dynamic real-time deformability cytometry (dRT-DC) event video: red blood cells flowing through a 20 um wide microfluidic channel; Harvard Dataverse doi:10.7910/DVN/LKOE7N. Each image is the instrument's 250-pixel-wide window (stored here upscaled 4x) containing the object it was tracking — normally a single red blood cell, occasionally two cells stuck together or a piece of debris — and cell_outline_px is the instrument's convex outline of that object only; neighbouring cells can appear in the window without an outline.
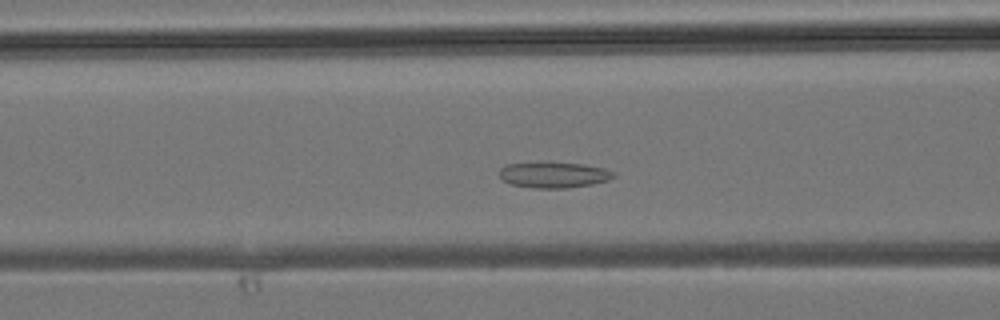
{"species": "common noctule bat (a hibernating species)", "species_latin": "Nyctalus noctula", "temperature_condition": "room temperature", "stored_images_in_passage": 36, "camera_frame_rate_fps": 3000, "um_per_image_px": 0.085, "animal": {"sex": "male", "body_mass_g": 19.2, "forearm_length_mm": 51.8}, "frame": {"image": 1, "passage_image": 13, "time_ms": 4.0, "image_size_px": [1000, 320], "cell_outline_px": [[616, 176], [608, 180], [592, 184], [568, 188], [532, 188], [512, 184], [504, 180], [500, 176], [500, 168], [504, 164], [584, 164], [604, 168], [616, 172]], "centroid_in_image_um": [47.12, 14.89], "position_along_channel_um": 119.5, "area_um2": 16.7}}
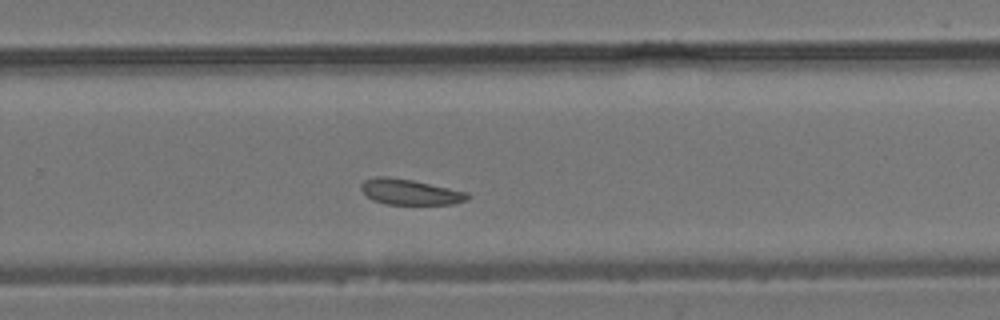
{"frame": {"image": 2, "passage_image": 23, "time_ms": 7.333, "image_size_px": [1000, 320], "cell_outline_px": [[472, 196], [468, 200], [456, 204], [384, 204], [372, 200], [360, 188], [360, 184], [364, 180], [376, 176], [388, 176], [412, 180], [468, 192]], "centroid_in_image_um": [34.87, 16.32], "position_along_channel_um": 294.9, "area_um2": 16.01}}
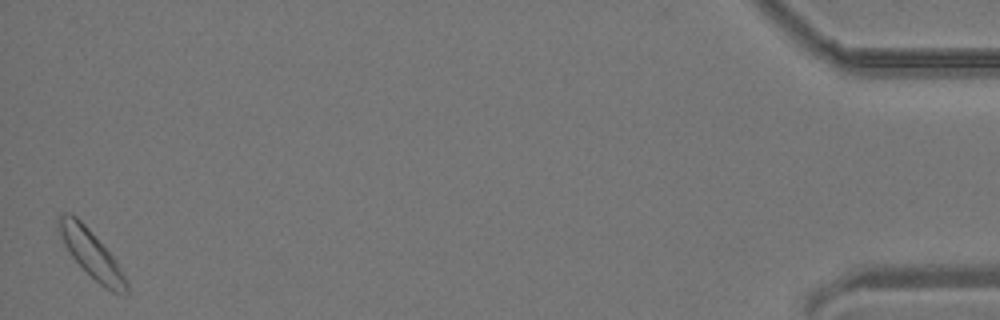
{"frame": {"image": 3, "passage_image": 36, "time_ms": 11.667, "image_size_px": [1000, 320], "cell_outline_px": [[128, 292], [112, 292], [100, 284], [72, 256], [64, 244], [56, 220], [60, 212], [76, 216], [88, 228], [116, 260], [128, 284]], "centroid_in_image_um": [7.75, 21.54], "position_along_channel_um": 427.5, "area_um2": 18.03}}